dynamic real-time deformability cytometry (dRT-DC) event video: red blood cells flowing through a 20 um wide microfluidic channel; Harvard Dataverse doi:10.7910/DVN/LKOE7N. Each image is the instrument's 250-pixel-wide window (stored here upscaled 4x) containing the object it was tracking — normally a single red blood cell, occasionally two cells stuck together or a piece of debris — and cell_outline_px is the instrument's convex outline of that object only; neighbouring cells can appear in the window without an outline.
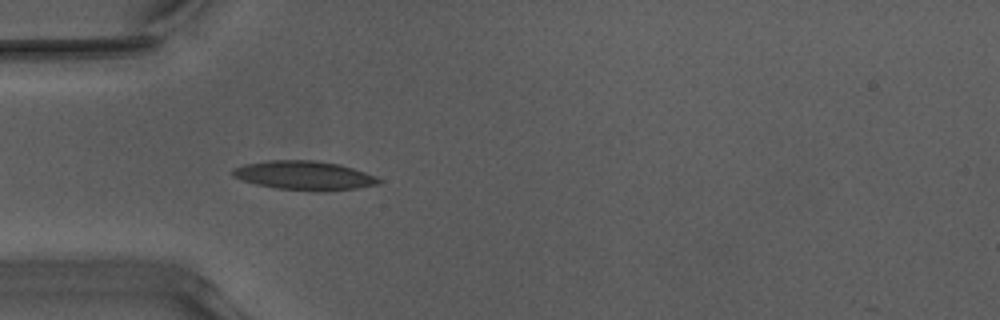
{"species": "Egyptian fruit bat (a non-hibernating species)", "species_latin": "Rousettus aegyptiacus", "temperature_condition": "warm", "stored_images_in_passage": 51, "camera_frame_rate_fps": 3000, "um_per_image_px": 0.085, "animal": {"sex": "male"}, "frame": {"image": 1, "passage_image": 15, "time_ms": 4.667, "image_size_px": [1000, 320], "cell_outline_px": [[384, 180], [380, 184], [360, 188], [324, 192], [316, 192], [276, 188], [256, 184], [232, 176], [232, 168], [244, 164], [268, 160], [312, 160], [340, 164], [376, 176]], "centroid_in_image_um": [25.91, 14.93], "position_along_channel_um": 59.1, "area_um2": 25.03}}
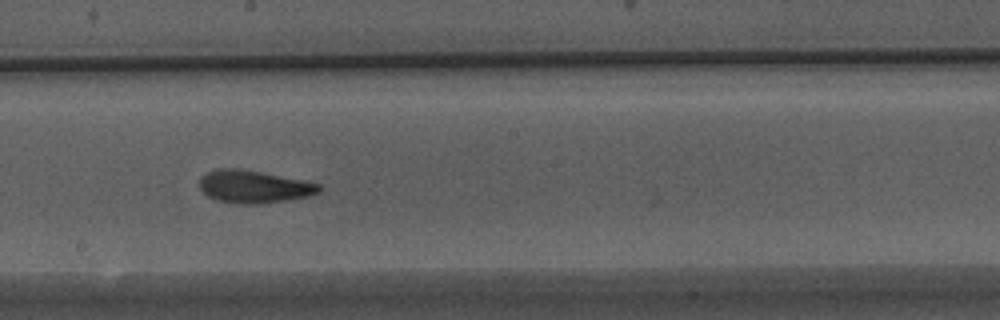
{"frame": {"image": 2, "passage_image": 28, "time_ms": 9.0, "image_size_px": [1000, 320], "cell_outline_px": [[324, 188], [320, 192], [308, 196], [288, 200], [260, 204], [236, 204], [216, 200], [208, 196], [200, 188], [200, 176], [208, 172], [220, 168], [236, 168], [260, 172], [304, 180], [320, 184]], "centroid_in_image_um": [21.6, 15.88], "position_along_channel_um": 226.6, "area_um2": 22.83}}
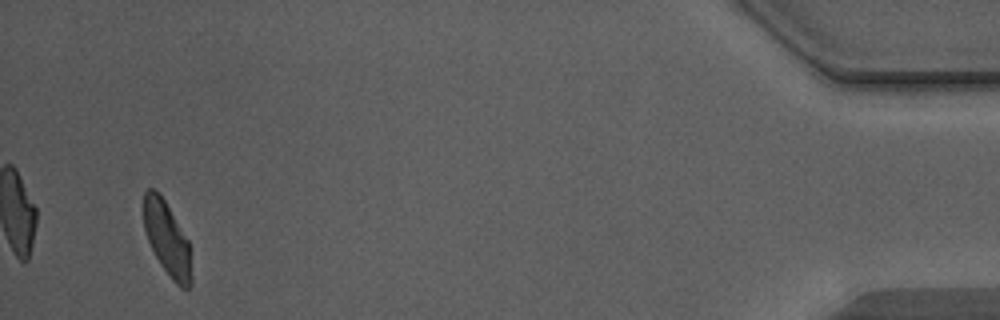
{"frame": {"image": 3, "passage_image": 49, "time_ms": 16.0, "image_size_px": [1000, 320], "cell_outline_px": [[192, 284], [188, 288], [180, 288], [172, 280], [160, 264], [148, 240], [144, 228], [144, 192], [148, 188], [152, 188], [160, 192], [188, 240], [192, 276]], "centroid_in_image_um": [14.21, 20.3], "position_along_channel_um": 421.0, "area_um2": 20.46}, "authors_computed_cell_mechanics": {"area_um2": 22.0218, "velocity_mm_per_s": 3.9519, "shape_relaxation_time_tau1_ms": 4.3359, "shape_relaxation_time_tau2_ms": 1.8304, "deformation_change_tau1": 0.1442, "deformation_change_tau2": 0.0838}}